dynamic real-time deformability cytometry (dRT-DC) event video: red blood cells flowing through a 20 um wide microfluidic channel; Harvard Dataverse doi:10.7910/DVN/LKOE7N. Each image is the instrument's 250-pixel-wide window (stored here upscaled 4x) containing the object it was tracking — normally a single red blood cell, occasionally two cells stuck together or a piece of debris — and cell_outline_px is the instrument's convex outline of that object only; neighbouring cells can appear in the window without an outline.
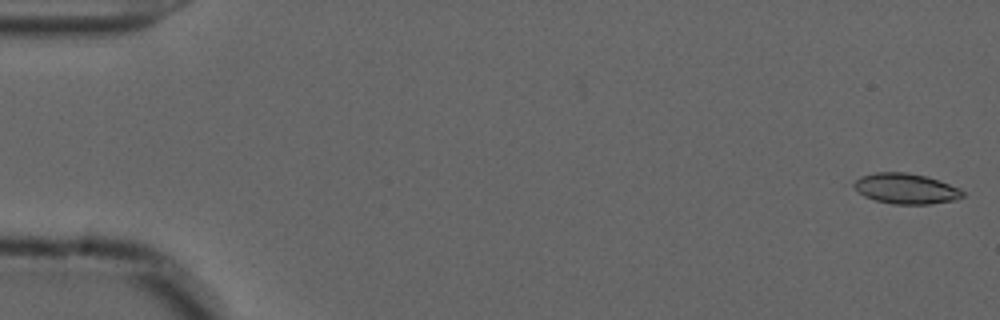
{"species": "common noctule bat (a hibernating species)", "species_latin": "Nyctalus noctula", "temperature_condition": "cold", "stored_images_in_passage": 5, "camera_frame_rate_fps": 3000, "um_per_image_px": 0.085, "animal": {"sex": "male", "forearm_length_mm": 52.5}, "frame": {"image": 1, "passage_image": 1, "time_ms": 0.0, "image_size_px": [1000, 320], "cell_outline_px": [[964, 196], [956, 200], [928, 204], [892, 204], [876, 200], [864, 196], [852, 184], [860, 176], [876, 172], [908, 172], [924, 176], [960, 188], [964, 192]], "centroid_in_image_um": [77.0, 16.03], "position_along_channel_um": 8.0, "area_um2": 19.13}}